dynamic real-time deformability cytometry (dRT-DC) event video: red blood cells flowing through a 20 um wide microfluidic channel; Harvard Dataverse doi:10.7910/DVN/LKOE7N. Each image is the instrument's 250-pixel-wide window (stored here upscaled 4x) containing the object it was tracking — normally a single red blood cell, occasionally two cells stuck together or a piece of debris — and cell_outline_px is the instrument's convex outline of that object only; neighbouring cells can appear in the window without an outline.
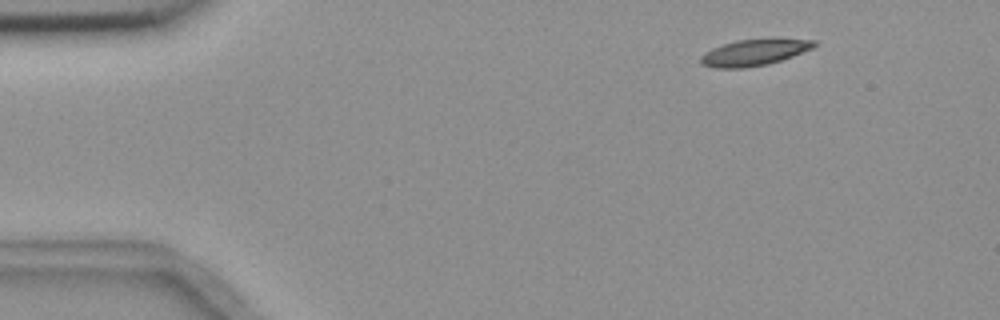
{"species": "common noctule bat (a hibernating species)", "species_latin": "Nyctalus noctula", "temperature_condition": "room temperature", "stored_images_in_passage": 5, "camera_frame_rate_fps": 3000, "um_per_image_px": 0.085, "animal": {"sex": "female", "body_mass_g": 18.4}, "frame": {"image": 1, "passage_image": 2, "time_ms": 1.333, "image_size_px": [1000, 320], "cell_outline_px": [[816, 44], [812, 48], [792, 56], [768, 64], [744, 68], [712, 68], [700, 64], [700, 56], [704, 52], [712, 48], [736, 40], [776, 36], [816, 40]], "centroid_in_image_um": [64.12, 4.41], "position_along_channel_um": 20.9, "area_um2": 18.09}}